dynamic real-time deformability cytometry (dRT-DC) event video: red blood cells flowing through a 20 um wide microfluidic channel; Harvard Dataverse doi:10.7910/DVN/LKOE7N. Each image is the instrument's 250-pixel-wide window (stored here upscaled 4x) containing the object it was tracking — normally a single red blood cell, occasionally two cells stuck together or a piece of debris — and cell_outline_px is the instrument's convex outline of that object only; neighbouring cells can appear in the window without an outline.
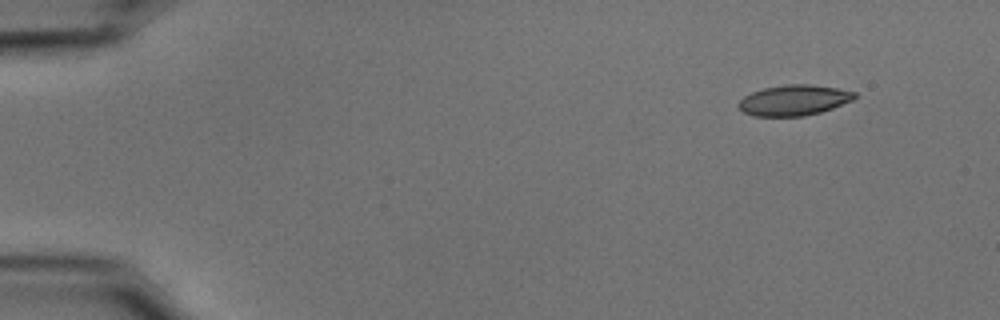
{"species": "common noctule bat (a hibernating species)", "species_latin": "Nyctalus noctula", "temperature_condition": "cold", "stored_images_in_passage": 50, "camera_frame_rate_fps": 3000, "um_per_image_px": 0.085, "animal": {"sex": "male", "body_mass_g": 15.6}, "frame": {"image": 1, "passage_image": 1, "time_ms": 0.0, "image_size_px": [1000, 320], "cell_outline_px": [[856, 96], [852, 100], [832, 108], [820, 112], [804, 116], [752, 116], [744, 112], [736, 104], [744, 96], [752, 92], [764, 88], [788, 84], [808, 84], [836, 88], [856, 92]], "centroid_in_image_um": [67.46, 8.52], "position_along_channel_um": 17.5, "area_um2": 20.52}}
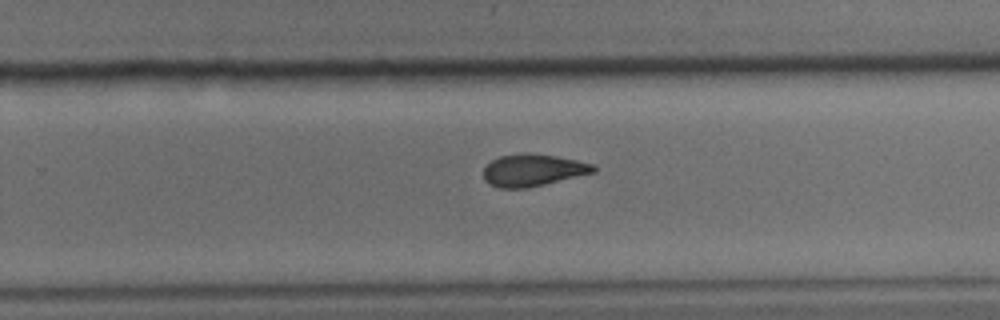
{"frame": {"image": 2, "passage_image": 31, "time_ms": 10.0, "image_size_px": [1000, 320], "cell_outline_px": [[596, 172], [528, 188], [500, 188], [488, 184], [484, 180], [484, 168], [492, 160], [500, 156], [524, 152], [528, 152], [556, 156], [596, 164]], "centroid_in_image_um": [45.31, 14.46], "position_along_channel_um": 284.5, "area_um2": 20.75}}
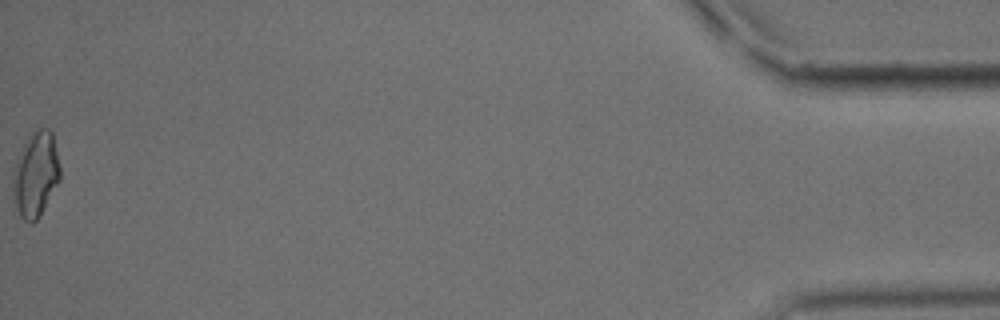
{"frame": {"image": 3, "passage_image": 50, "time_ms": 16.333, "image_size_px": [1000, 320], "cell_outline_px": [[60, 180], [36, 220], [32, 224], [24, 220], [20, 216], [16, 204], [12, 180], [12, 176], [16, 160], [28, 136], [36, 128], [48, 128], [52, 132], [60, 168]], "centroid_in_image_um": [3.04, 14.79], "position_along_channel_um": 432.2, "area_um2": 23.0}, "authors_computed_cell_mechanics": {"area_um2": 21.0103, "velocity_mm_per_s": 3.7489, "shape_relaxation_time_tau1_ms": 7.3066, "shape_relaxation_time_tau2_ms": 3.0219, "deformation_change_tau1": 0.1501, "deformation_change_tau2": 0.0954}}